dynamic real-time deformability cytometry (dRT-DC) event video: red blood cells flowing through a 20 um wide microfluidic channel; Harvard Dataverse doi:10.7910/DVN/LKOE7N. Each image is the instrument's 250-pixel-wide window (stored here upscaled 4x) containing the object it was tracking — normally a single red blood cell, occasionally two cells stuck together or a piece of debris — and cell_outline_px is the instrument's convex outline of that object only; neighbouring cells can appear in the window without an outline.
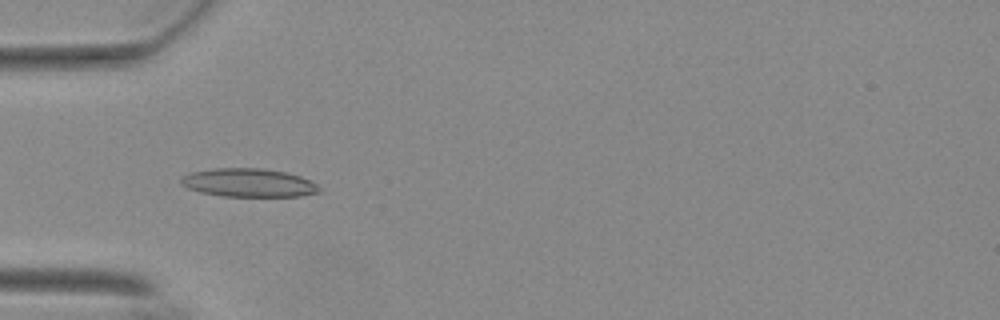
{"species": "Egyptian fruit bat (a non-hibernating species)", "species_latin": "Rousettus aegyptiacus", "temperature_condition": "warm", "stored_images_in_passage": 56, "camera_frame_rate_fps": 3000, "um_per_image_px": 0.085, "animal": {"sex": "female"}, "frame": {"image": 1, "passage_image": 18, "time_ms": 5.667, "image_size_px": [1000, 320], "cell_outline_px": [[320, 192], [300, 196], [220, 196], [200, 192], [188, 188], [180, 184], [180, 180], [184, 176], [192, 172], [212, 168], [260, 168], [284, 172], [300, 176], [316, 184], [320, 188]], "centroid_in_image_um": [21.11, 15.53], "position_along_channel_um": 63.9, "area_um2": 22.77}}
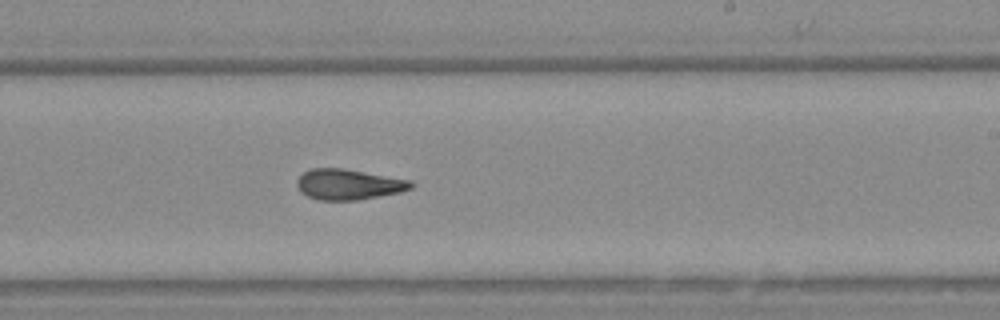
{"frame": {"image": 2, "passage_image": 34, "time_ms": 11.0, "image_size_px": [1000, 320], "cell_outline_px": [[416, 184], [412, 188], [400, 192], [356, 200], [316, 200], [300, 192], [296, 184], [296, 180], [304, 172], [312, 168], [344, 168], [412, 180]], "centroid_in_image_um": [29.63, 15.67], "position_along_channel_um": 259.4, "area_um2": 20.46}}
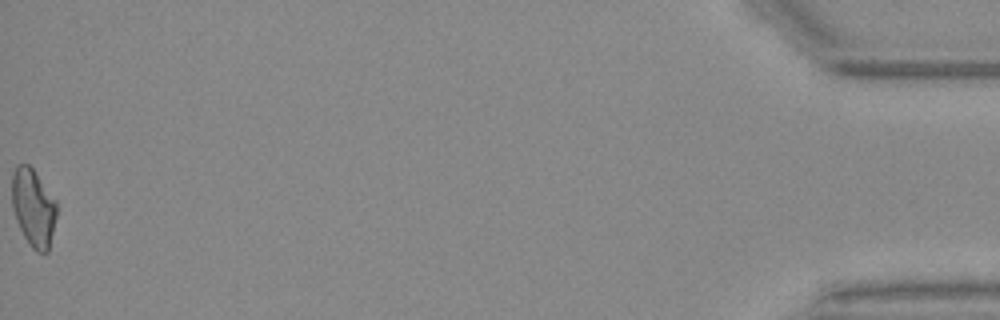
{"frame": {"image": 3, "passage_image": 56, "time_ms": 18.333, "image_size_px": [1000, 320], "cell_outline_px": [[56, 216], [48, 252], [36, 252], [32, 248], [24, 236], [16, 220], [12, 208], [12, 172], [16, 164], [28, 164], [32, 168], [56, 200]], "centroid_in_image_um": [2.82, 17.63], "position_along_channel_um": 432.4, "area_um2": 20.17}, "authors_computed_cell_mechanics": {"area_um2": 20.519, "velocity_mm_per_s": 3.7142, "shape_relaxation_time_tau1_ms": null, "shape_relaxation_time_tau2_ms": 3.2674, "deformation_change_tau1": null, "deformation_change_tau2": 0.1188}}